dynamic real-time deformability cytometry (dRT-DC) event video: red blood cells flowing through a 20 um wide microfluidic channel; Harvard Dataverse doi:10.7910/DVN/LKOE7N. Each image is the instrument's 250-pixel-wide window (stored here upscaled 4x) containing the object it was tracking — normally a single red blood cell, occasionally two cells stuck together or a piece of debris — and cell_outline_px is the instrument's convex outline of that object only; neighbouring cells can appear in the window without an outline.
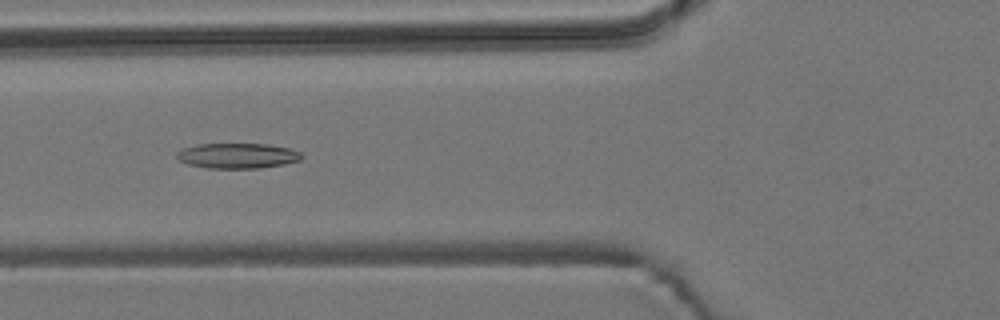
{"species": "common noctule bat (a hibernating species)", "species_latin": "Nyctalus noctula", "temperature_condition": "room temperature", "stored_images_in_passage": 40, "camera_frame_rate_fps": 3000, "um_per_image_px": 0.085, "animal": {"sex": "male", "body_mass_g": 19.2, "forearm_length_mm": 51.8}, "frame": {"image": 1, "passage_image": 5, "time_ms": 1.333, "image_size_px": [1000, 320], "cell_outline_px": [[304, 156], [300, 160], [284, 164], [260, 168], [208, 168], [188, 164], [180, 160], [176, 156], [176, 152], [184, 148], [196, 144], [268, 144], [292, 148], [300, 152]], "centroid_in_image_um": [20.22, 13.23], "position_along_channel_um": 105.6, "area_um2": 18.44}}
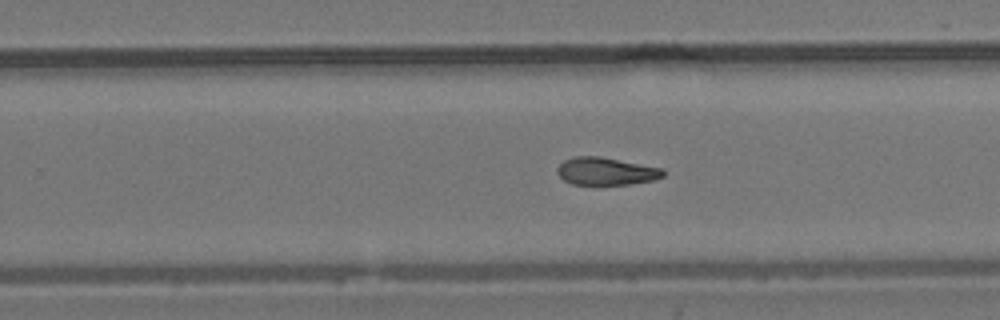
{"frame": {"image": 2, "passage_image": 19, "time_ms": 6.0, "image_size_px": [1000, 320], "cell_outline_px": [[664, 176], [652, 180], [632, 184], [596, 188], [572, 184], [564, 180], [556, 172], [556, 168], [564, 160], [572, 156], [600, 156], [664, 168]], "centroid_in_image_um": [51.48, 14.6], "position_along_channel_um": 278.3, "area_um2": 17.98}}
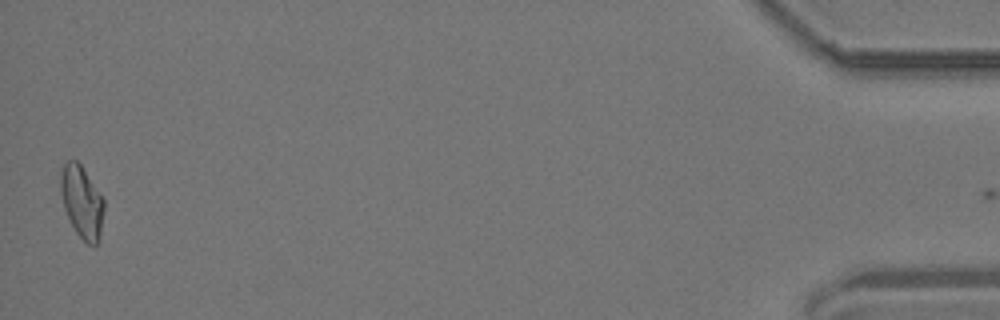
{"frame": {"image": 3, "passage_image": 39, "time_ms": 12.667, "image_size_px": [1000, 320], "cell_outline_px": [[104, 208], [100, 240], [96, 244], [88, 244], [76, 232], [64, 208], [60, 192], [60, 172], [64, 164], [68, 160], [76, 160], [80, 164], [104, 200]], "centroid_in_image_um": [6.95, 17.16], "position_along_channel_um": 428.2, "area_um2": 18.03}}